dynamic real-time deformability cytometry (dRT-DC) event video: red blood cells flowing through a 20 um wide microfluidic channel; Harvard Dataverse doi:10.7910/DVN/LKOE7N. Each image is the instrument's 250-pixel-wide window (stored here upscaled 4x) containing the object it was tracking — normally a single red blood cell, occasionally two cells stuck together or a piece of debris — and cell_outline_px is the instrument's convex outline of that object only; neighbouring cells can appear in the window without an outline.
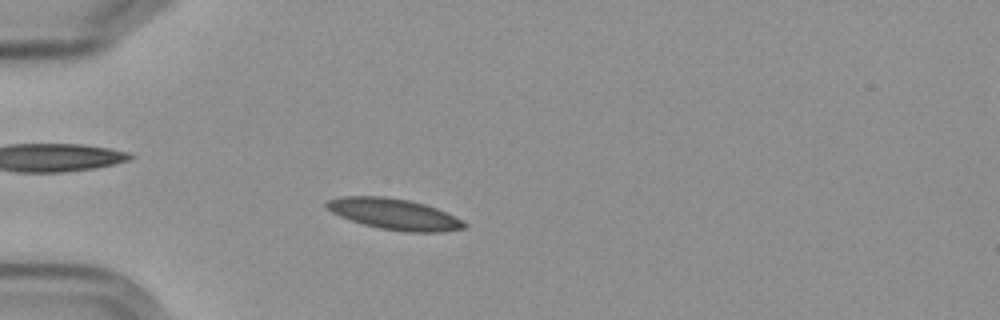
{"species": "Egyptian fruit bat (a non-hibernating species)", "species_latin": "Rousettus aegyptiacus", "temperature_condition": "cold", "stored_images_in_passage": 53, "camera_frame_rate_fps": 3000, "um_per_image_px": 0.085, "frame": {"image": 1, "passage_image": 12, "time_ms": 3.667, "image_size_px": [1000, 320], "cell_outline_px": [[468, 224], [464, 228], [440, 232], [404, 232], [380, 228], [364, 224], [340, 216], [332, 212], [324, 204], [328, 200], [340, 196], [384, 196], [408, 200], [424, 204], [436, 208]], "centroid_in_image_um": [33.48, 18.19], "position_along_channel_um": 51.5, "area_um2": 24.51}}
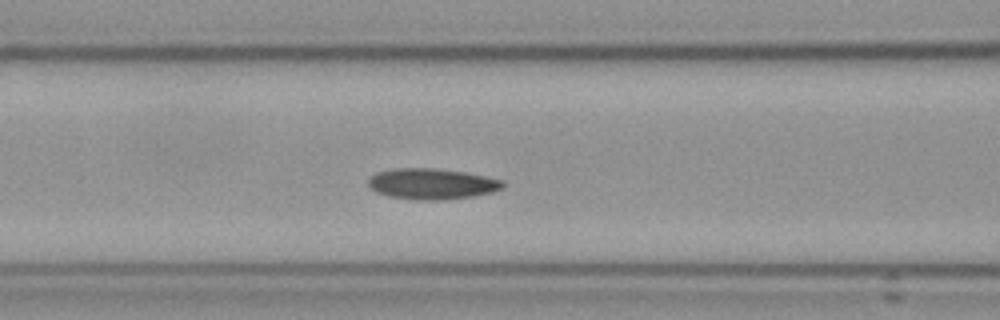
{"frame": {"image": 2, "passage_image": 20, "time_ms": 6.333, "image_size_px": [1000, 320], "cell_outline_px": [[504, 188], [492, 192], [472, 196], [440, 200], [420, 200], [388, 196], [376, 192], [368, 184], [368, 176], [376, 172], [392, 168], [432, 168], [464, 172], [504, 180]], "centroid_in_image_um": [36.68, 15.62], "position_along_channel_um": 129.9, "area_um2": 24.22}}
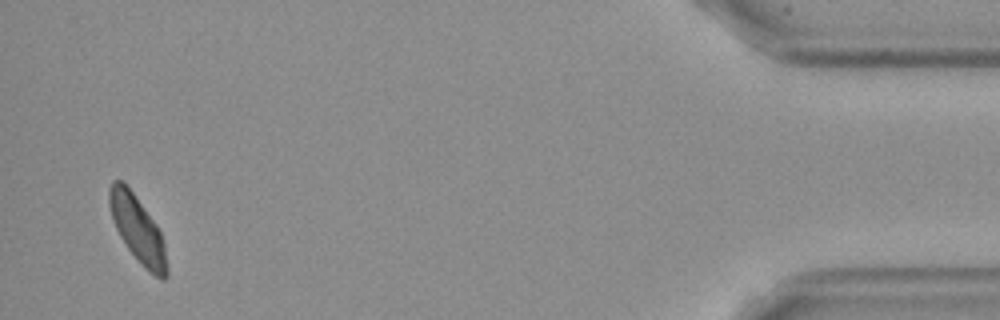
{"frame": {"image": 3, "passage_image": 51, "time_ms": 16.667, "image_size_px": [1000, 320], "cell_outline_px": [[168, 276], [164, 280], [160, 280], [148, 272], [128, 248], [120, 236], [116, 228], [108, 204], [108, 188], [112, 180], [120, 180], [132, 192], [156, 224], [160, 232], [164, 244], [168, 264]], "centroid_in_image_um": [11.71, 19.53], "position_along_channel_um": 423.5, "area_um2": 22.08}, "authors_computed_cell_mechanics": {"area_um2": 23.1778, "velocity_mm_per_s": 3.5598, "shape_relaxation_time_tau1_ms": 5.635, "shape_relaxation_time_tau2_ms": 9.7024, "deformation_change_tau1": 0.1051, "deformation_change_tau2": 0.1319}}